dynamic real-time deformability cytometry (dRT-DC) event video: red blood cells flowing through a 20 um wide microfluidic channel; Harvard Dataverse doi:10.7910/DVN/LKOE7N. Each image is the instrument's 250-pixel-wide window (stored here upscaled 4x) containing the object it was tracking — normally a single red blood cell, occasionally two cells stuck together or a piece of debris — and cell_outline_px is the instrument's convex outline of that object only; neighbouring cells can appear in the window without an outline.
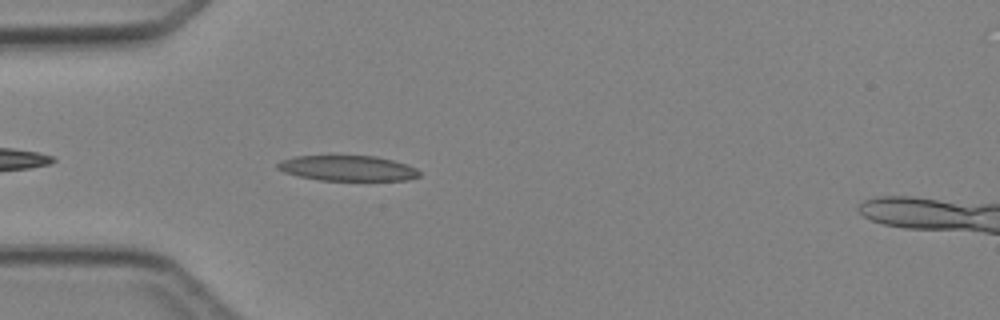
{"species": "Egyptian fruit bat (a non-hibernating species)", "species_latin": "Rousettus aegyptiacus", "temperature_condition": "cold", "stored_images_in_passage": 4, "camera_frame_rate_fps": 3000, "um_per_image_px": 0.085, "animal": {"sex": "female"}, "frame": {"image": 1, "passage_image": 4, "time_ms": 3.667, "image_size_px": [1000, 320], "cell_outline_px": [[420, 176], [408, 180], [320, 180], [300, 176], [284, 172], [276, 168], [276, 164], [280, 160], [296, 156], [332, 152], [376, 156], [392, 160], [416, 168], [420, 172]], "centroid_in_image_um": [29.47, 14.24], "position_along_channel_um": 55.5, "area_um2": 21.96}}